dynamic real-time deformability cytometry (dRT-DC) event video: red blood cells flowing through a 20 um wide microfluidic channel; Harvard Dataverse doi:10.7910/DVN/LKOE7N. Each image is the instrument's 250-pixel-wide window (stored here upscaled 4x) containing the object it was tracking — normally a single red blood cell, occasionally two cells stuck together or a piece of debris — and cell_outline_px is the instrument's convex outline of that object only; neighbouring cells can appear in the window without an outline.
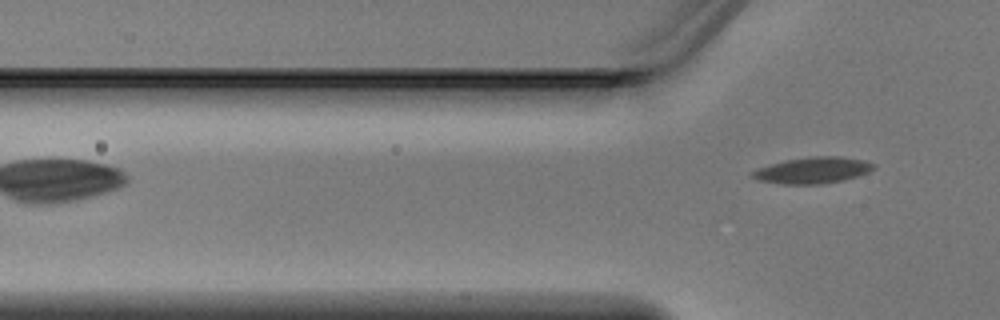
{"species": "Egyptian fruit bat (a non-hibernating species)", "species_latin": "Rousettus aegyptiacus", "temperature_condition": "warm", "stored_images_in_passage": 3, "camera_frame_rate_fps": 3000, "um_per_image_px": 0.085, "animal": {"sex": "male"}, "frame": {"image": 1, "passage_image": 3, "time_ms": 0.667, "image_size_px": [1000, 320], "cell_outline_px": [[872, 168], [868, 172], [844, 180], [820, 184], [780, 184], [760, 180], [752, 176], [752, 172], [756, 168], [784, 160], [808, 156], [840, 156], [860, 160], [872, 164]], "centroid_in_image_um": [69.01, 14.47], "position_along_channel_um": 56.8, "area_um2": 18.32}}